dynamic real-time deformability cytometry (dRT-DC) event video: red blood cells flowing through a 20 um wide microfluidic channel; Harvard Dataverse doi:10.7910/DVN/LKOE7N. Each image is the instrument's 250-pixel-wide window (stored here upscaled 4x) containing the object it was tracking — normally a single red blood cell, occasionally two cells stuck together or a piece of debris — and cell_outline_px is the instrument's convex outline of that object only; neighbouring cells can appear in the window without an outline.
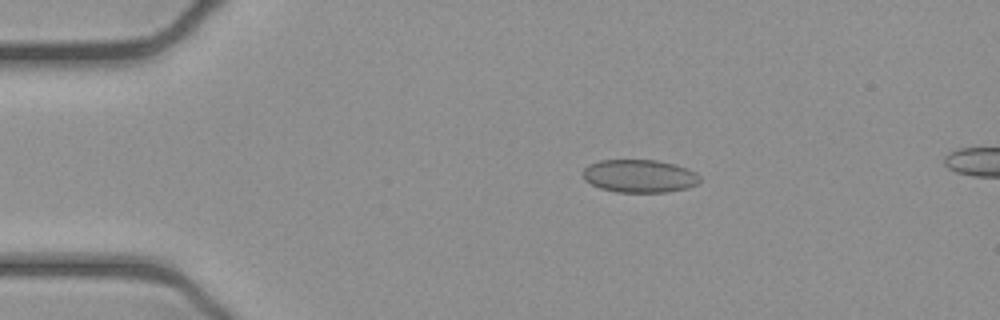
{"species": "common noctule bat (a hibernating species)", "species_latin": "Nyctalus noctula", "temperature_condition": "cold", "stored_images_in_passage": 49, "camera_frame_rate_fps": 3000, "um_per_image_px": 0.085, "animal": {"sex": "female", "body_mass_g": 21.9}, "frame": {"image": 1, "passage_image": 7, "time_ms": 2.0, "image_size_px": [1000, 320], "cell_outline_px": [[700, 180], [696, 184], [688, 188], [668, 192], [616, 192], [600, 188], [584, 180], [580, 172], [588, 164], [600, 160], [656, 160], [676, 164], [688, 168], [696, 172], [700, 176]], "centroid_in_image_um": [54.34, 14.96], "position_along_channel_um": 30.7, "area_um2": 22.77}}
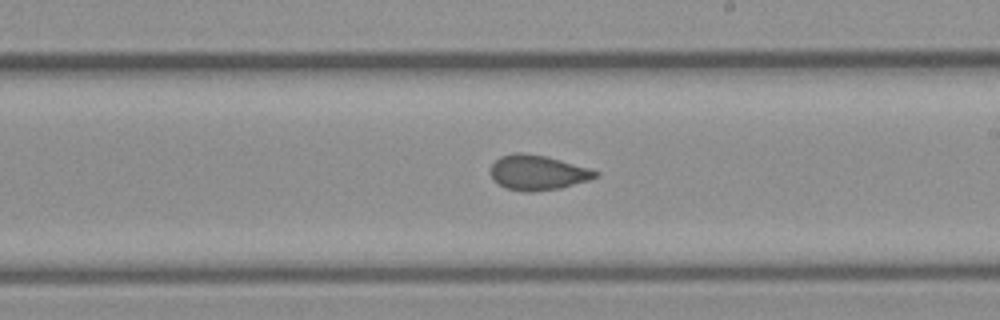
{"frame": {"image": 2, "passage_image": 27, "time_ms": 8.667, "image_size_px": [1000, 320], "cell_outline_px": [[600, 176], [588, 180], [560, 188], [532, 192], [524, 192], [508, 188], [492, 180], [488, 172], [492, 164], [500, 156], [512, 152], [524, 152], [548, 156], [588, 168], [600, 172]], "centroid_in_image_um": [45.67, 14.65], "position_along_channel_um": 243.3, "area_um2": 21.62}}
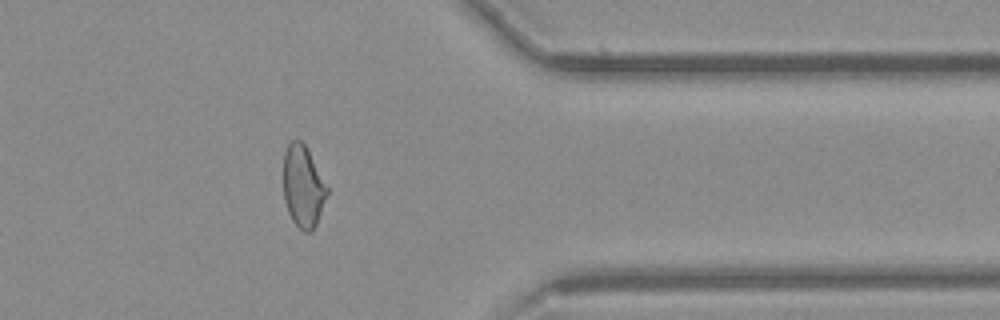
{"frame": {"image": 3, "passage_image": 39, "time_ms": 12.667, "image_size_px": [1000, 320], "cell_outline_px": [[328, 192], [316, 224], [312, 232], [304, 232], [292, 220], [288, 212], [284, 200], [284, 152], [288, 144], [292, 140], [300, 140], [304, 144], [328, 188]], "centroid_in_image_um": [25.75, 15.87], "position_along_channel_um": 385.7, "area_um2": 20.46}, "authors_computed_cell_mechanics": {"area_um2": 21.8484, "velocity_mm_per_s": 3.931, "shape_relaxation_time_tau1_ms": null, "shape_relaxation_time_tau2_ms": 1.2637, "deformation_change_tau1": null, "deformation_change_tau2": 0.0503}}